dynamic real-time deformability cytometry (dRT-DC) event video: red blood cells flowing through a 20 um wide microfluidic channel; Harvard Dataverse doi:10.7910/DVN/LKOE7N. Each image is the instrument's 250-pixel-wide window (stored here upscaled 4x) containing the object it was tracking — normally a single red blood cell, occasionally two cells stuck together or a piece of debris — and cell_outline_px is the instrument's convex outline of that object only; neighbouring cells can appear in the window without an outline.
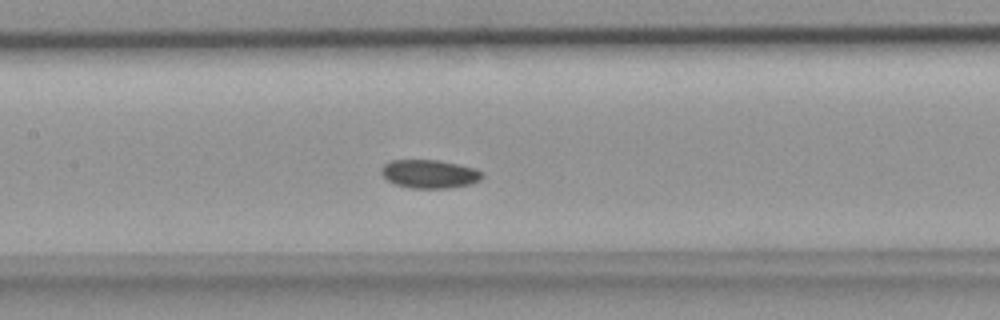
{"species": "common noctule bat (a hibernating species)", "species_latin": "Nyctalus noctula", "temperature_condition": "room temperature", "stored_images_in_passage": 43, "camera_frame_rate_fps": 3000, "um_per_image_px": 0.085, "animal": {"sex": "female", "body_mass_g": 18.4}, "frame": {"image": 1, "passage_image": 19, "time_ms": 6.0, "image_size_px": [1000, 320], "cell_outline_px": [[484, 176], [480, 180], [468, 184], [448, 188], [412, 188], [396, 184], [388, 180], [380, 172], [380, 168], [384, 164], [392, 160], [440, 160], [460, 164], [476, 168], [484, 172]], "centroid_in_image_um": [36.54, 14.77], "position_along_channel_um": 170.9, "area_um2": 16.82}}
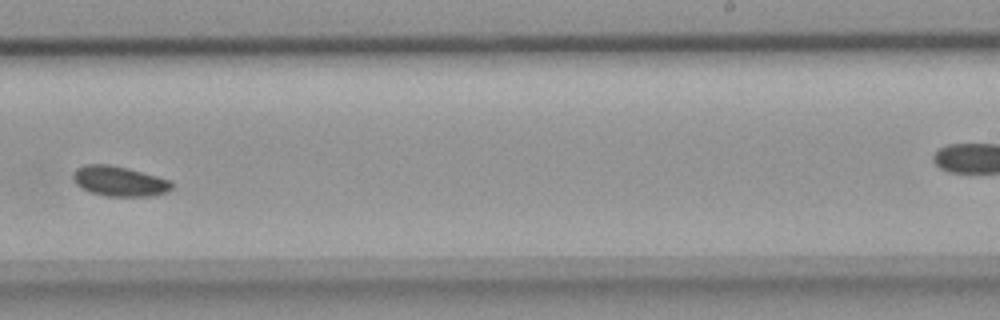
{"frame": {"image": 2, "passage_image": 26, "time_ms": 8.333, "image_size_px": [1000, 320], "cell_outline_px": [[172, 188], [168, 192], [152, 196], [104, 196], [80, 188], [76, 184], [72, 176], [72, 172], [76, 168], [84, 164], [108, 164], [128, 168], [172, 180]], "centroid_in_image_um": [10.13, 15.4], "position_along_channel_um": 278.9, "area_um2": 17.51}}
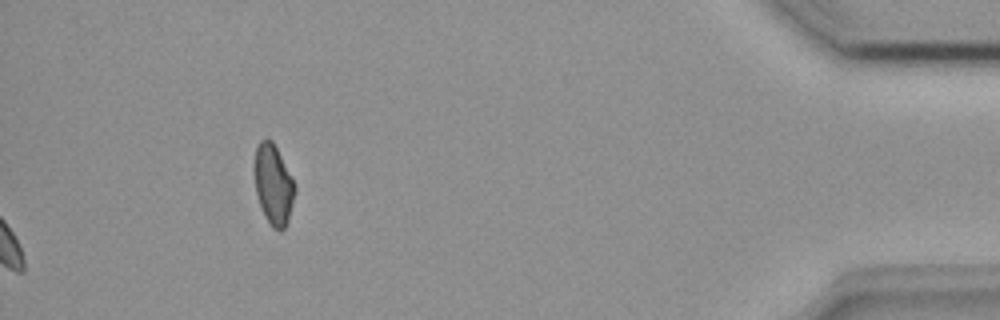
{"frame": {"image": 3, "passage_image": 43, "time_ms": 14.0, "image_size_px": [1000, 320], "cell_outline_px": [[296, 192], [288, 220], [284, 228], [272, 228], [260, 204], [256, 192], [252, 168], [256, 144], [260, 140], [272, 140], [296, 184]], "centroid_in_image_um": [23.22, 15.62], "position_along_channel_um": 412.0, "area_um2": 18.96}}